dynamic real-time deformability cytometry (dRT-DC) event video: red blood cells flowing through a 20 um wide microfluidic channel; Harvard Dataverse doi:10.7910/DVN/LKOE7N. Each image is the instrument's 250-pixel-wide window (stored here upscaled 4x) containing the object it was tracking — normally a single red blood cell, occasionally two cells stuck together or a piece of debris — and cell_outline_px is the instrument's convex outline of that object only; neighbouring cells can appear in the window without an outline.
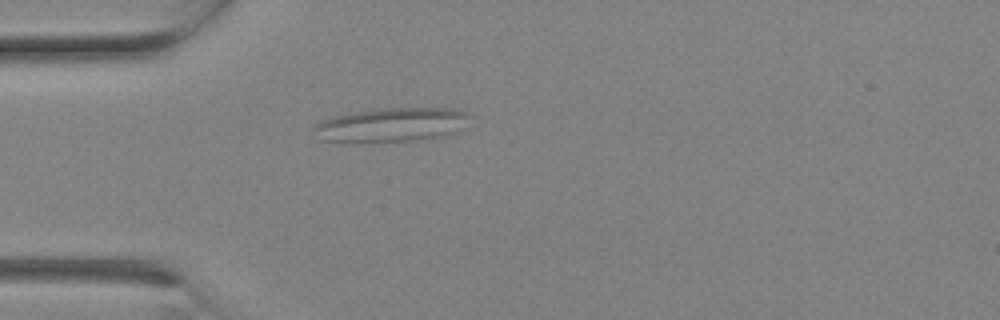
{"species": "Egyptian fruit bat (a non-hibernating species)", "species_latin": "Rousettus aegyptiacus", "temperature_condition": "room temperature", "stored_images_in_passage": 1, "camera_frame_rate_fps": 3000, "um_per_image_px": 0.085, "animal": {"sex": "female"}, "frame": {"image": 1, "passage_image": 1, "time_ms": 0.0, "image_size_px": [1000, 320], "cell_outline_px": [[468, 116], [448, 136], [412, 140], [320, 140], [312, 128], [320, 120], [336, 116], [356, 112], [384, 108], [452, 108], [464, 112]], "centroid_in_image_um": [33.22, 10.58], "position_along_channel_um": 51.8, "area_um2": 29.48}}